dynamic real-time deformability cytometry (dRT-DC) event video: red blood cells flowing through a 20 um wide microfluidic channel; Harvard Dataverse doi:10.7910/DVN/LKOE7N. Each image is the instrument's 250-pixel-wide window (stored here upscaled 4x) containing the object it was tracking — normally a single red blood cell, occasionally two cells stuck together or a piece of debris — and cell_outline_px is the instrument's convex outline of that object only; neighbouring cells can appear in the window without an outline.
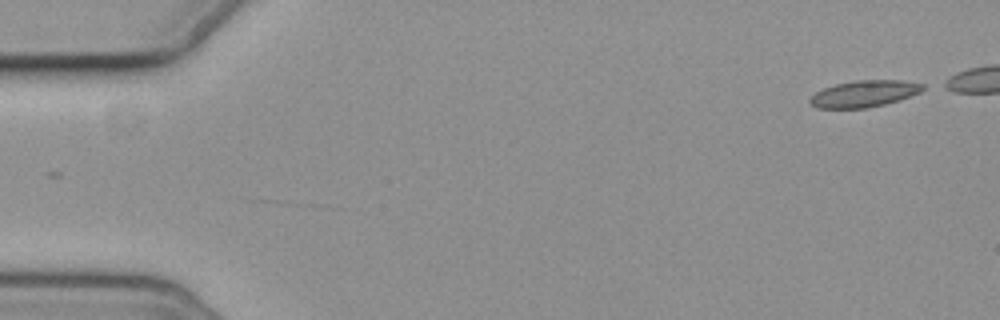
{"species": "common noctule bat (a hibernating species)", "species_latin": "Nyctalus noctula", "temperature_condition": "cold", "stored_images_in_passage": 2, "camera_frame_rate_fps": 3000, "um_per_image_px": 0.085, "animal": {"sex": "female", "body_mass_g": 19.3, "forearm_length_mm": 54.1}, "frame": {"image": 1, "passage_image": 2, "time_ms": 1.333, "image_size_px": [1000, 320], "cell_outline_px": [[928, 88], [920, 92], [900, 100], [868, 108], [816, 108], [808, 100], [816, 92], [824, 88], [836, 84], [856, 80], [900, 80], [924, 84]], "centroid_in_image_um": [73.49, 7.96], "position_along_channel_um": 11.5, "area_um2": 17.51}}